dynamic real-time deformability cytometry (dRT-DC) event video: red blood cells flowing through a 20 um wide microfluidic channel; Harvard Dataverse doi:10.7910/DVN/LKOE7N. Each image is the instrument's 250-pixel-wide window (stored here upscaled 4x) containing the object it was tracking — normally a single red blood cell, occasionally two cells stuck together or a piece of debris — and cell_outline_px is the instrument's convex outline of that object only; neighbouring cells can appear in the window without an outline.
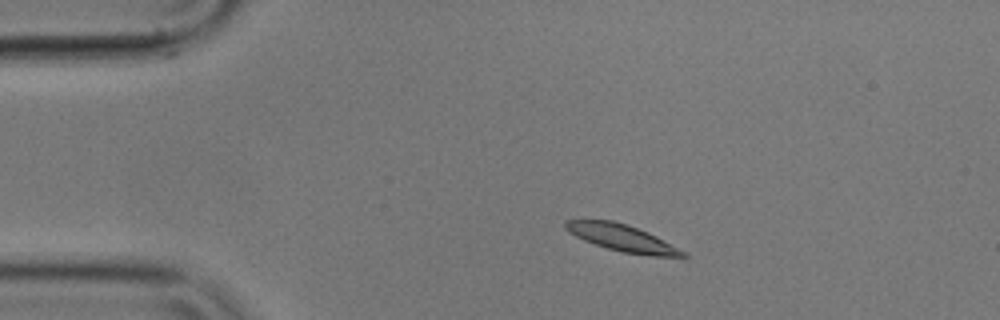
{"species": "common noctule bat (a hibernating species)", "species_latin": "Nyctalus noctula", "temperature_condition": "cold", "stored_images_in_passage": 5, "segment_of_instrument_passage": [1, 2], "camera_frame_rate_fps": 3000, "um_per_image_px": 0.085, "animal": {"sex": "male", "body_mass_g": 17.9}, "frame": {"image": 1, "passage_image": 3, "time_ms": 0.667, "image_size_px": [1000, 320], "cell_outline_px": [[688, 256], [684, 260], [652, 256], [624, 252], [608, 248], [584, 240], [568, 232], [564, 228], [564, 220], [612, 220], [648, 232], [688, 252]], "centroid_in_image_um": [53.01, 20.27], "position_along_channel_um": 32.0, "area_um2": 18.61}}